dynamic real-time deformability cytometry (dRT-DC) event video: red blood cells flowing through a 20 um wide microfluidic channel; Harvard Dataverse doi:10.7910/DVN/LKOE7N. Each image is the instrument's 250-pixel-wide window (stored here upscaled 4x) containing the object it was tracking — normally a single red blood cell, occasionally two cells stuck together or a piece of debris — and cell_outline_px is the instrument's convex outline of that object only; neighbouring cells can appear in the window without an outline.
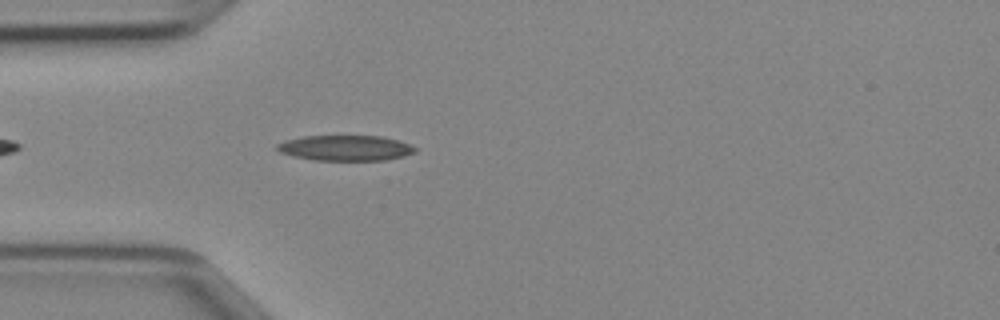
{"species": "Egyptian fruit bat (a non-hibernating species)", "species_latin": "Rousettus aegyptiacus", "temperature_condition": "cold", "stored_images_in_passage": 37, "camera_frame_rate_fps": 3000, "um_per_image_px": 0.085, "animal": {"sex": "female"}, "frame": {"image": 1, "passage_image": 4, "time_ms": 1.0, "image_size_px": [1000, 320], "cell_outline_px": [[416, 152], [404, 156], [384, 160], [312, 160], [292, 156], [280, 152], [276, 148], [276, 144], [284, 140], [304, 136], [380, 136], [396, 140], [408, 144], [416, 148]], "centroid_in_image_um": [29.32, 12.58], "position_along_channel_um": 55.7, "area_um2": 20.4}}
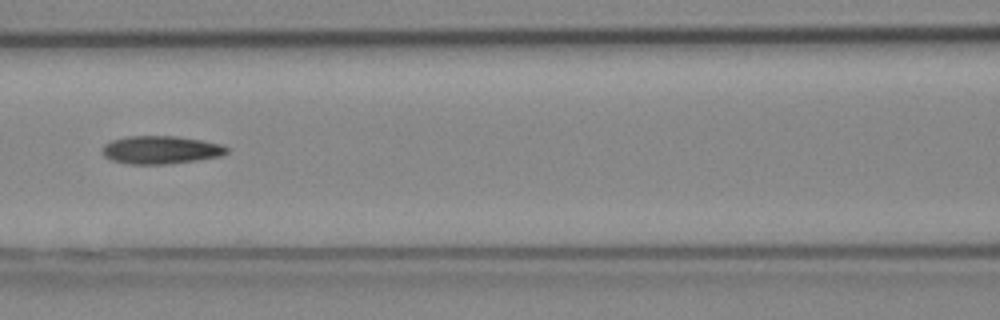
{"frame": {"image": 2, "passage_image": 11, "time_ms": 3.333, "image_size_px": [1000, 320], "cell_outline_px": [[228, 152], [220, 156], [196, 160], [168, 164], [128, 164], [112, 160], [104, 156], [100, 152], [100, 148], [104, 144], [112, 140], [124, 136], [176, 136], [200, 140], [220, 144], [228, 148]], "centroid_in_image_um": [13.6, 12.74], "position_along_channel_um": 153.0, "area_um2": 20.4}}
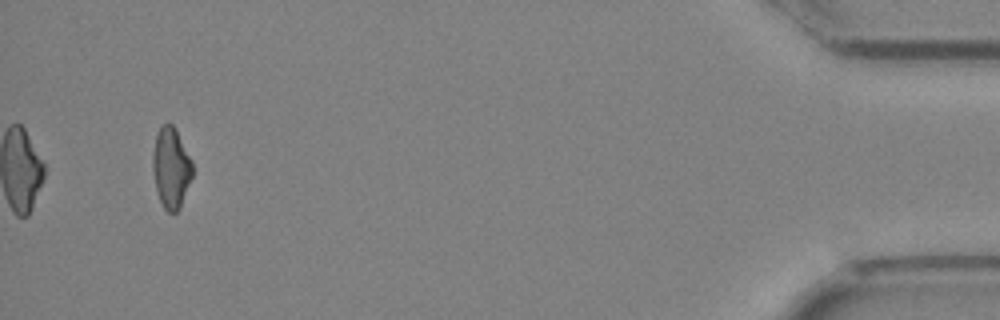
{"frame": {"image": 3, "passage_image": 35, "time_ms": 11.333, "image_size_px": [1000, 320], "cell_outline_px": [[192, 176], [180, 208], [176, 212], [168, 212], [164, 208], [156, 192], [152, 168], [152, 156], [156, 136], [160, 124], [172, 124], [192, 160]], "centroid_in_image_um": [14.52, 14.28], "position_along_channel_um": 420.7, "area_um2": 18.55}}